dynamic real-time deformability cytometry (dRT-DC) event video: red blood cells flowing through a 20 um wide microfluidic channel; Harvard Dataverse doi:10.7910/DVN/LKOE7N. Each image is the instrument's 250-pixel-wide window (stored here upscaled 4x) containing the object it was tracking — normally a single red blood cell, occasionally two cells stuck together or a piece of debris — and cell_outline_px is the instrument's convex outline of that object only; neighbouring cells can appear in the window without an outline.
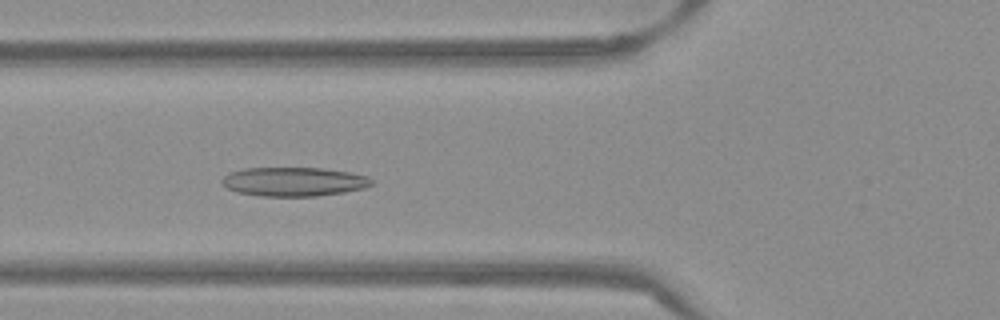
{"species": "Egyptian fruit bat (a non-hibernating species)", "species_latin": "Rousettus aegyptiacus", "temperature_condition": "warm", "stored_images_in_passage": 28, "camera_frame_rate_fps": 3000, "um_per_image_px": 0.085, "frame": {"image": 1, "passage_image": 7, "time_ms": 2.0, "image_size_px": [1000, 320], "cell_outline_px": [[376, 180], [372, 184], [364, 188], [344, 192], [316, 196], [260, 196], [236, 192], [228, 188], [220, 180], [228, 172], [244, 168], [324, 168], [348, 172], [368, 176]], "centroid_in_image_um": [24.98, 15.44], "position_along_channel_um": 100.8, "area_um2": 25.43}}
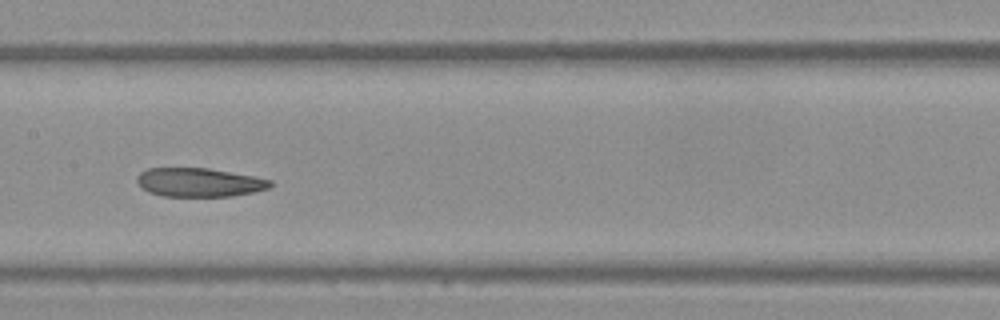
{"frame": {"image": 2, "passage_image": 14, "time_ms": 4.333, "image_size_px": [1000, 320], "cell_outline_px": [[272, 184], [268, 188], [252, 192], [232, 196], [164, 196], [148, 192], [136, 180], [136, 176], [140, 172], [148, 168], [208, 168], [256, 176], [272, 180]], "centroid_in_image_um": [16.94, 15.49], "position_along_channel_um": 190.5, "area_um2": 22.31}}
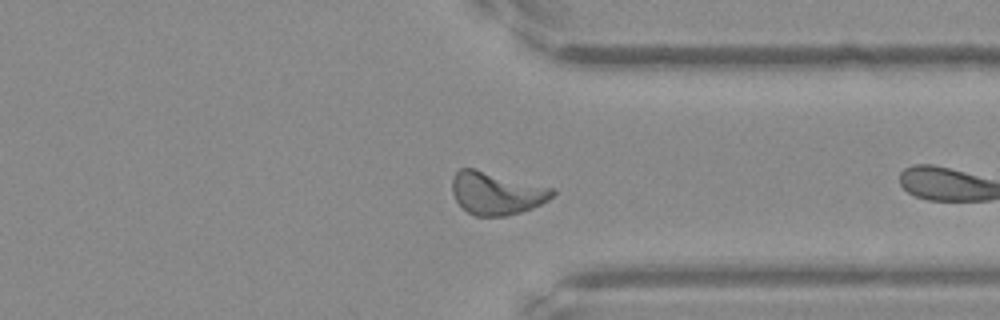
{"frame": {"image": 3, "passage_image": 25, "time_ms": 8.0, "image_size_px": [1000, 320], "cell_outline_px": [[556, 192], [548, 200], [532, 208], [520, 212], [504, 216], [476, 216], [468, 212], [456, 200], [452, 192], [452, 176], [460, 168], [472, 168], [556, 188]], "centroid_in_image_um": [42.21, 16.41], "position_along_channel_um": 369.2, "area_um2": 24.91}}